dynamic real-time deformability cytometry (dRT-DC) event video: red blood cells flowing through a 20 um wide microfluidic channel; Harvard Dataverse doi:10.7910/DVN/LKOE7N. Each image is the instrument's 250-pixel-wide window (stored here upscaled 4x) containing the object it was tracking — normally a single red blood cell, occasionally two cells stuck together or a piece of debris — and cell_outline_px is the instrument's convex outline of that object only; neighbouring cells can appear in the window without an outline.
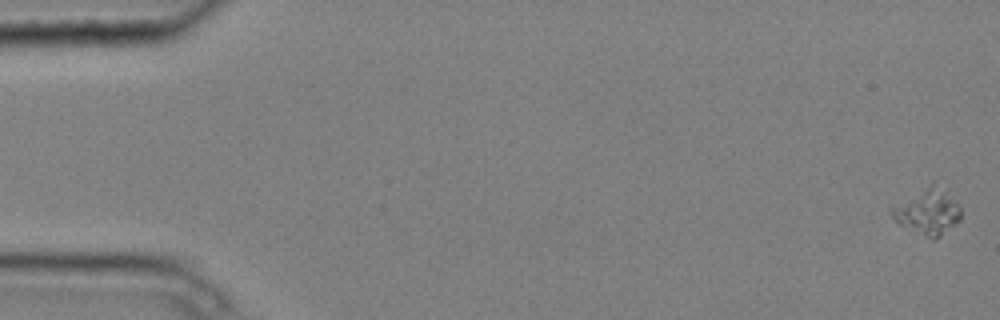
{"species": "common noctule bat (a hibernating species)", "species_latin": "Nyctalus noctula", "temperature_condition": "cold", "stored_images_in_passage": 7, "camera_frame_rate_fps": 3000, "um_per_image_px": 0.085, "animal": {"sex": "male", "body_mass_g": 20.4}, "frame": {"image": 1, "passage_image": 1, "time_ms": 0.0, "image_size_px": [1000, 320], "cell_outline_px": [[960, 220], [940, 236], [932, 240], [900, 224], [892, 216], [888, 208], [932, 184], [956, 204], [960, 208]], "centroid_in_image_um": [78.8, 18.07], "position_along_channel_um": 6.2, "area_um2": 17.28}}
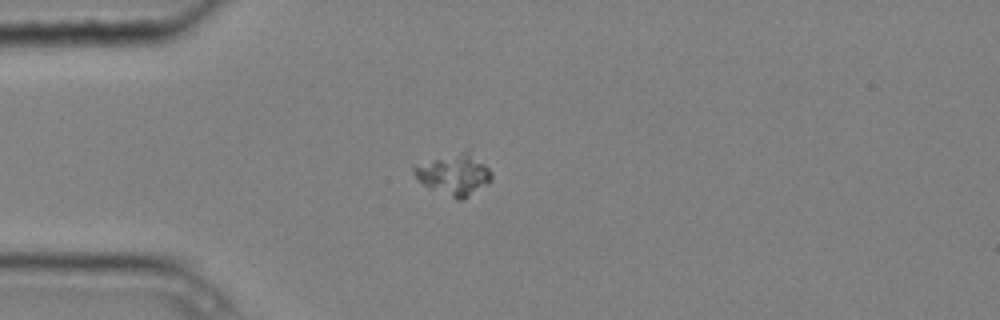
{"frame": {"image": 2, "passage_image": 5, "time_ms": 1.333, "image_size_px": [1000, 320], "cell_outline_px": [[492, 180], [488, 184], [468, 196], [460, 200], [456, 200], [424, 184], [412, 172], [412, 168], [432, 160], [464, 148], [484, 164], [492, 172]], "centroid_in_image_um": [38.65, 14.82], "position_along_channel_um": 46.4, "area_um2": 18.21}}